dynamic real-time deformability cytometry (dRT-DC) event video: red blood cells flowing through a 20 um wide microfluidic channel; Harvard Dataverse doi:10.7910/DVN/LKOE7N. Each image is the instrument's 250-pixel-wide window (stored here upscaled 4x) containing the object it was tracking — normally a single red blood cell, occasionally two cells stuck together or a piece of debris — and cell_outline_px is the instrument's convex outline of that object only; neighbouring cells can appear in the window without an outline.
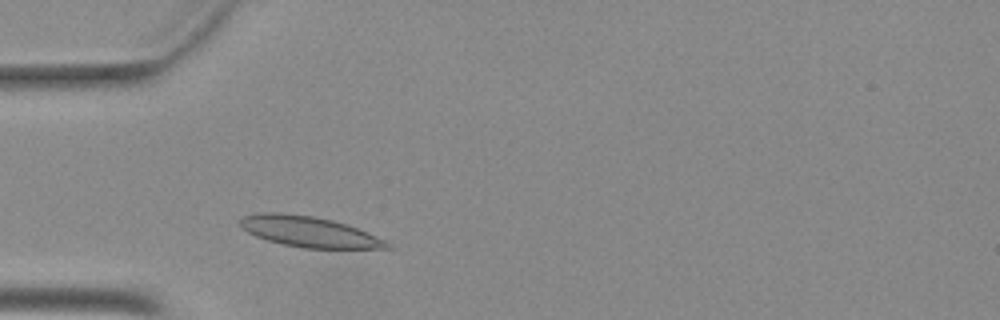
{"species": "Egyptian fruit bat (a non-hibernating species)", "species_latin": "Rousettus aegyptiacus", "temperature_condition": "warm", "stored_images_in_passage": 34, "camera_frame_rate_fps": 3000, "um_per_image_px": 0.085, "animal": {"sex": "female"}, "frame": {"image": 1, "passage_image": 6, "time_ms": 1.667, "image_size_px": [1000, 320], "cell_outline_px": [[392, 248], [304, 248], [280, 244], [256, 236], [240, 228], [240, 220], [244, 216], [260, 212], [276, 212], [312, 216], [332, 220], [348, 224], [376, 236], [392, 244]], "centroid_in_image_um": [26.25, 19.69], "position_along_channel_um": 58.7, "area_um2": 26.13}}
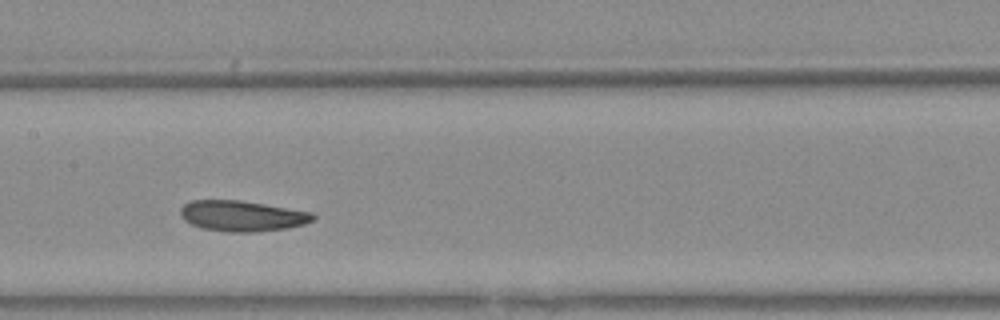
{"frame": {"image": 2, "passage_image": 16, "time_ms": 5.0, "image_size_px": [1000, 320], "cell_outline_px": [[316, 216], [312, 220], [304, 224], [288, 228], [256, 232], [224, 232], [200, 228], [184, 220], [180, 216], [180, 208], [184, 204], [192, 200], [240, 200], [312, 212]], "centroid_in_image_um": [20.55, 18.36], "position_along_channel_um": 186.8, "area_um2": 23.81}}
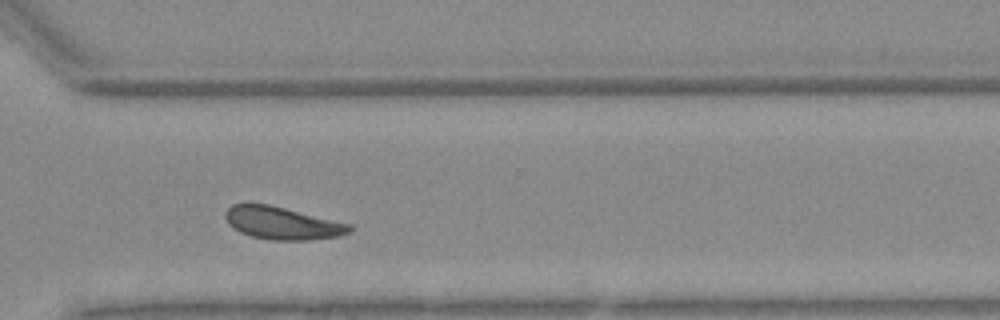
{"frame": {"image": 3, "passage_image": 28, "time_ms": 9.0, "image_size_px": [1000, 320], "cell_outline_px": [[352, 232], [340, 236], [308, 240], [272, 240], [252, 236], [240, 232], [232, 228], [228, 224], [224, 216], [224, 212], [232, 204], [268, 204], [352, 224]], "centroid_in_image_um": [24.0, 18.97], "position_along_channel_um": 346.6, "area_um2": 23.64}}